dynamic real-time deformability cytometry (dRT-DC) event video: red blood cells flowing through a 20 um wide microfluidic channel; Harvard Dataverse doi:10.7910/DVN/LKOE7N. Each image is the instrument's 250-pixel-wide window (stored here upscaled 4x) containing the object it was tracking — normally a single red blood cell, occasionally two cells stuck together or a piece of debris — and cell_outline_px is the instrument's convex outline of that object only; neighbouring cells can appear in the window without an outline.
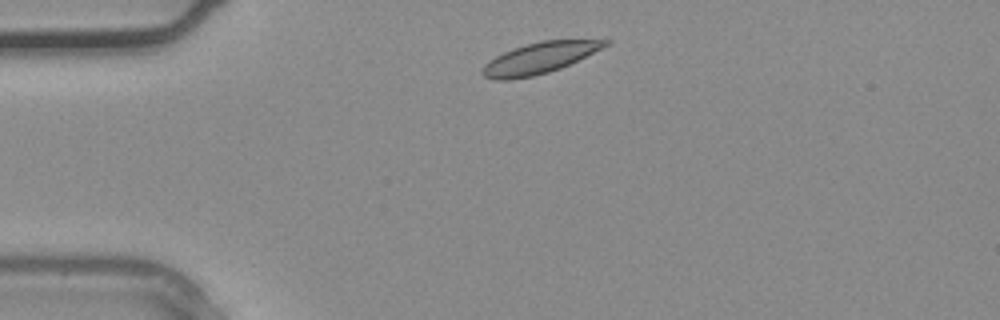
{"species": "common noctule bat (a hibernating species)", "species_latin": "Nyctalus noctula", "temperature_condition": "warm", "stored_images_in_passage": 30, "camera_frame_rate_fps": 3000, "um_per_image_px": 0.085, "animal": {"sex": "male", "body_mass_g": 20.4}, "frame": {"image": 1, "passage_image": 1, "time_ms": 0.0, "image_size_px": [1000, 320], "cell_outline_px": [[612, 40], [608, 44], [560, 68], [548, 72], [532, 76], [508, 80], [496, 80], [484, 76], [480, 72], [480, 68], [484, 64], [496, 56], [504, 52], [528, 44], [544, 40]], "centroid_in_image_um": [45.76, 4.95], "position_along_channel_um": 39.2, "area_um2": 21.56}}
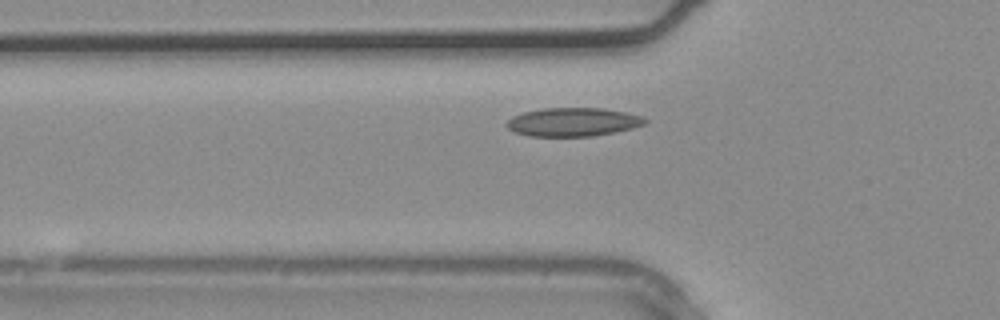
{"frame": {"image": 2, "passage_image": 5, "time_ms": 1.333, "image_size_px": [1000, 320], "cell_outline_px": [[648, 120], [644, 124], [632, 128], [616, 132], [592, 136], [528, 136], [516, 132], [508, 128], [504, 124], [512, 116], [524, 112], [544, 108], [604, 108], [624, 112], [640, 116]], "centroid_in_image_um": [48.68, 10.37], "position_along_channel_um": 77.1, "area_um2": 22.95}}